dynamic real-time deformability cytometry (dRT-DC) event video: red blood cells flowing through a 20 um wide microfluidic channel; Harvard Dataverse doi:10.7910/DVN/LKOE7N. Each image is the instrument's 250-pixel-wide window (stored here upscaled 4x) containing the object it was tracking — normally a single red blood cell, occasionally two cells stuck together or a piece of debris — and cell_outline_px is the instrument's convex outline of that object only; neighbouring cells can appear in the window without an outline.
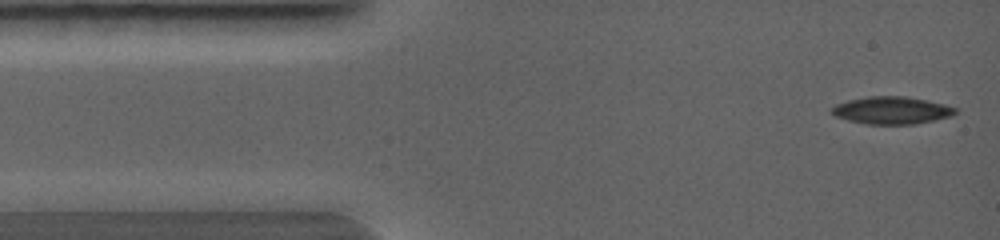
{"species": "common noctule bat (a hibernating species)", "species_latin": "Nyctalus noctula", "temperature_condition": "warm", "stored_images_in_passage": 16, "camera_frame_rate_fps": 5000, "um_per_image_px": 0.085, "animal": {"sex": "female", "body_mass_g": 19.0, "forearm_length_mm": 56.7}, "frame": {"image": 1, "passage_image": 1, "time_ms": 0.0, "image_size_px": [1000, 240], "cell_outline_px": [[960, 108], [952, 116], [916, 124], [868, 124], [848, 120], [836, 116], [828, 112], [836, 104], [848, 100], [868, 96], [908, 96], [928, 100]], "centroid_in_image_um": [75.82, 9.37], "position_along_channel_um": 9.2, "area_um2": 19.94}}
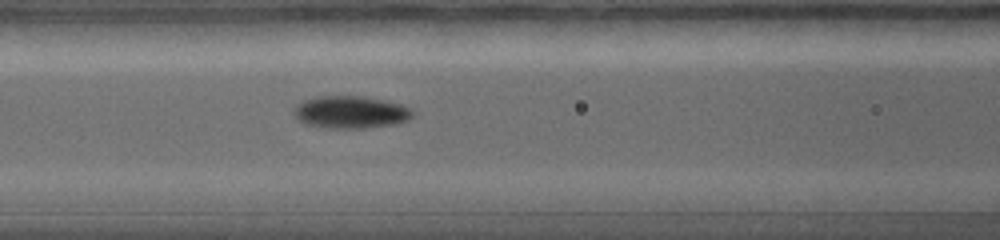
{"frame": {"image": 2, "passage_image": 10, "time_ms": 3.0, "image_size_px": [1000, 240], "cell_outline_px": [[412, 116], [408, 120], [396, 124], [364, 128], [328, 128], [304, 124], [296, 120], [292, 112], [292, 108], [300, 100], [316, 96], [360, 96], [384, 100], [400, 104], [412, 108]], "centroid_in_image_um": [29.72, 9.53], "position_along_channel_um": 136.9, "area_um2": 22.83}}
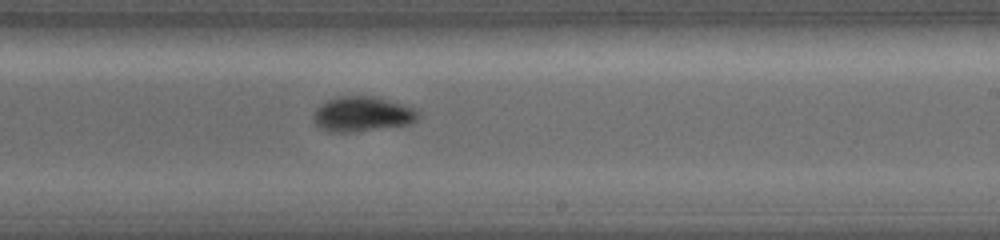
{"frame": {"image": 3, "passage_image": 16, "time_ms": 4.8, "image_size_px": [1000, 240], "cell_outline_px": [[420, 116], [416, 120], [408, 124], [356, 132], [328, 132], [320, 128], [316, 124], [312, 116], [316, 108], [320, 104], [328, 100], [340, 96], [376, 96], [416, 108], [420, 112]], "centroid_in_image_um": [30.8, 9.7], "position_along_channel_um": 258.2, "area_um2": 21.56}}